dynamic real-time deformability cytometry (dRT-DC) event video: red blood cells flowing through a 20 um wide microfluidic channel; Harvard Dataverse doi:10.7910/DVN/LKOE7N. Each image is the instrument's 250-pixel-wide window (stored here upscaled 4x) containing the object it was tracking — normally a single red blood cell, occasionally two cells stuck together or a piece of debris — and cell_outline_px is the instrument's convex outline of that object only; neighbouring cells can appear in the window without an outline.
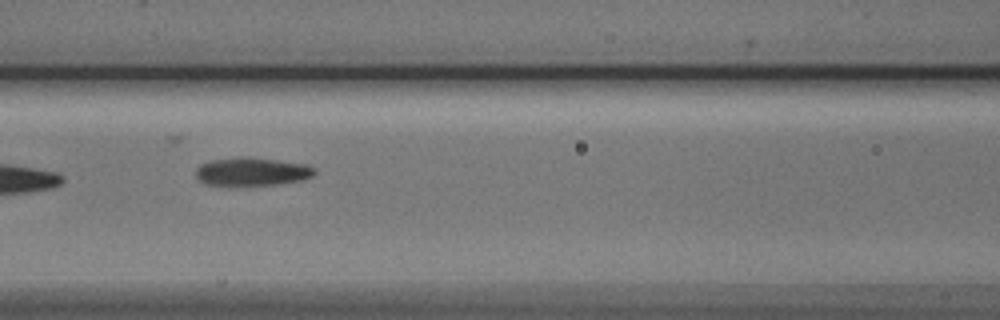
{"species": "Egyptian fruit bat (a non-hibernating species)", "species_latin": "Rousettus aegyptiacus", "temperature_condition": "cold", "stored_images_in_passage": 24, "camera_frame_rate_fps": 3000, "um_per_image_px": 0.085, "animal": {"sex": "male"}, "frame": {"image": 1, "passage_image": 8, "time_ms": 2.333, "image_size_px": [1000, 320], "cell_outline_px": [[316, 172], [312, 176], [300, 180], [276, 184], [204, 184], [196, 176], [196, 168], [200, 164], [208, 160], [240, 156], [248, 156], [308, 164], [316, 168]], "centroid_in_image_um": [21.42, 14.55], "position_along_channel_um": 145.2, "area_um2": 19.48}}